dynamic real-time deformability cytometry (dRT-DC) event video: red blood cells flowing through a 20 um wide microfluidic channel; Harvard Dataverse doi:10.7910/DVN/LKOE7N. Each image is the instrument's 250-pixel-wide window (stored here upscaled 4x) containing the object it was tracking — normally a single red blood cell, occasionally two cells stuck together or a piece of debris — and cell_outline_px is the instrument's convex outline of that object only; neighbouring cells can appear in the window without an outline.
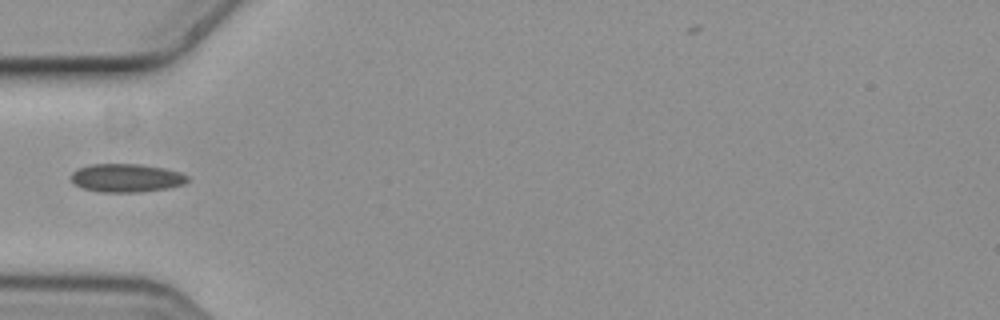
{"species": "common noctule bat (a hibernating species)", "species_latin": "Nyctalus noctula", "temperature_condition": "cold", "stored_images_in_passage": 8, "camera_frame_rate_fps": 3000, "um_per_image_px": 0.085, "animal": {"sex": "female", "body_mass_g": 19.3, "forearm_length_mm": 54.1}, "frame": {"image": 1, "passage_image": 5, "time_ms": 1.333, "image_size_px": [1000, 320], "cell_outline_px": [[188, 180], [184, 184], [168, 188], [140, 192], [100, 192], [84, 188], [76, 184], [72, 180], [72, 172], [80, 168], [92, 164], [136, 164], [164, 168], [188, 176]], "centroid_in_image_um": [10.75, 15.13], "position_along_channel_um": 74.3, "area_um2": 18.9}}
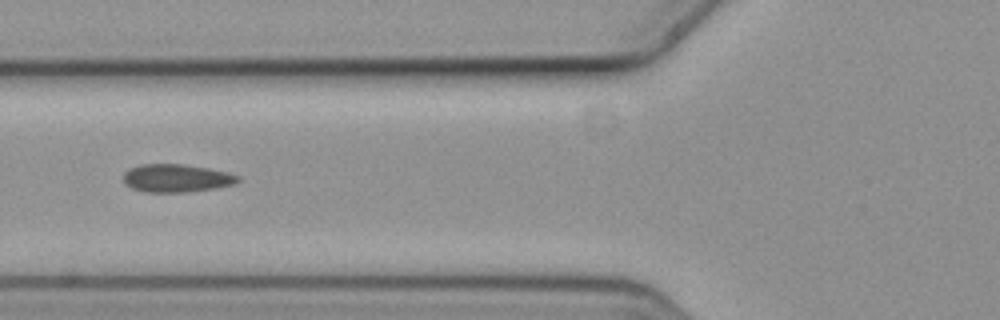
{"frame": {"image": 2, "passage_image": 6, "time_ms": 1.667, "image_size_px": [1000, 320], "cell_outline_px": [[240, 180], [236, 184], [216, 188], [188, 192], [144, 192], [132, 188], [124, 184], [124, 172], [140, 164], [184, 164], [208, 168], [228, 172], [240, 176]], "centroid_in_image_um": [15.03, 15.15], "position_along_channel_um": 110.8, "area_um2": 18.84}}
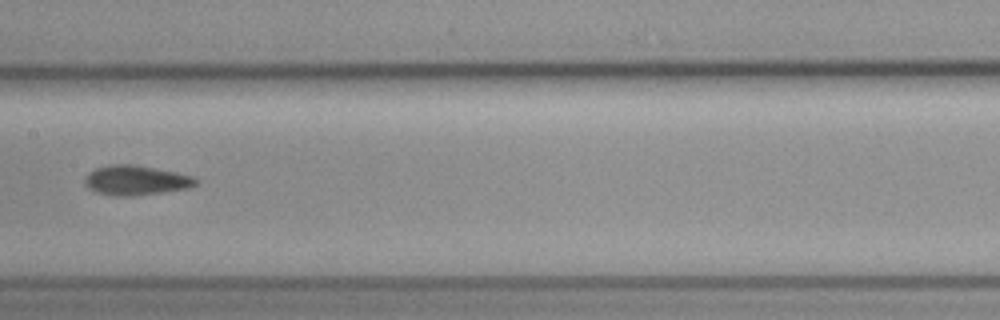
{"frame": {"image": 3, "passage_image": 8, "time_ms": 2.333, "image_size_px": [1000, 320], "cell_outline_px": [[200, 180], [196, 184], [188, 188], [164, 192], [132, 196], [112, 196], [96, 192], [88, 188], [84, 184], [84, 180], [88, 172], [96, 168], [108, 164], [136, 164], [176, 172], [192, 176]], "centroid_in_image_um": [11.53, 15.32], "position_along_channel_um": 195.9, "area_um2": 19.48}}